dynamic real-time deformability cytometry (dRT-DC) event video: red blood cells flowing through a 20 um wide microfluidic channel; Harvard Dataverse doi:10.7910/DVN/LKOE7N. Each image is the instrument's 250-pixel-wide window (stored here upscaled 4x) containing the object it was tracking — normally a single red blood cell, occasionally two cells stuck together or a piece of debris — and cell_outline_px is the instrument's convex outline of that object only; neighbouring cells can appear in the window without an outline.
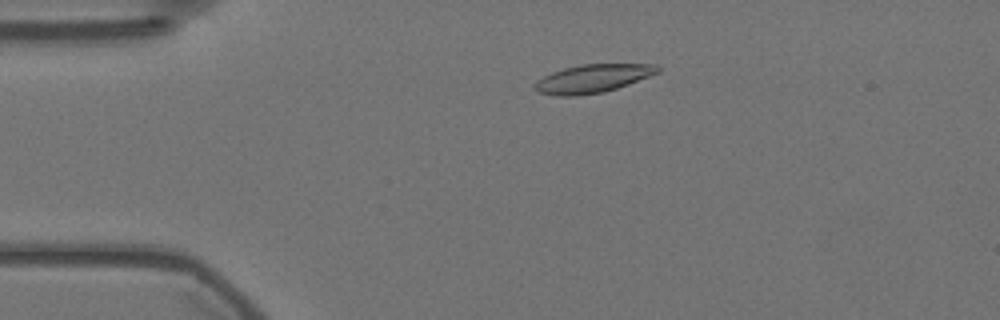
{"species": "Egyptian fruit bat (a non-hibernating species)", "species_latin": "Rousettus aegyptiacus", "temperature_condition": "warm", "stored_images_in_passage": 32, "camera_frame_rate_fps": 3000, "um_per_image_px": 0.085, "animal": {"sex": "female"}, "frame": {"image": 1, "passage_image": 1, "time_ms": 0.0, "image_size_px": [1000, 320], "cell_outline_px": [[660, 72], [628, 84], [604, 92], [580, 96], [556, 96], [540, 92], [532, 88], [532, 84], [536, 80], [552, 72], [564, 68], [580, 64], [656, 64], [660, 68]], "centroid_in_image_um": [50.34, 6.68], "position_along_channel_um": 34.7, "area_um2": 20.4}}
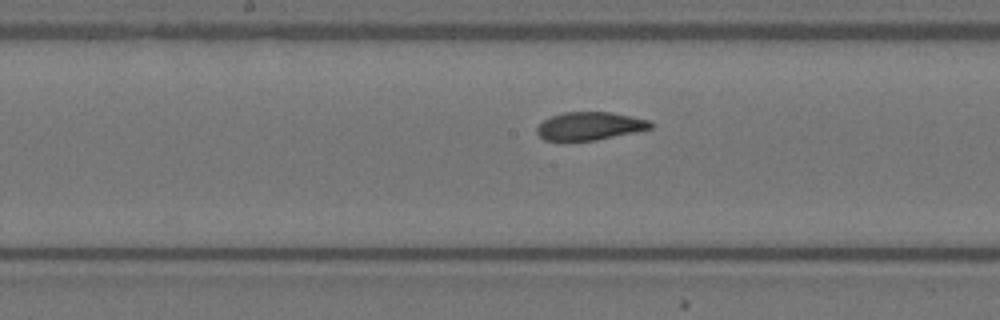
{"frame": {"image": 2, "passage_image": 18, "time_ms": 5.667, "image_size_px": [1000, 320], "cell_outline_px": [[652, 128], [596, 140], [544, 140], [536, 132], [536, 128], [544, 120], [552, 116], [564, 112], [612, 112], [648, 120], [652, 124]], "centroid_in_image_um": [50.11, 10.7], "position_along_channel_um": 198.1, "area_um2": 18.26}}
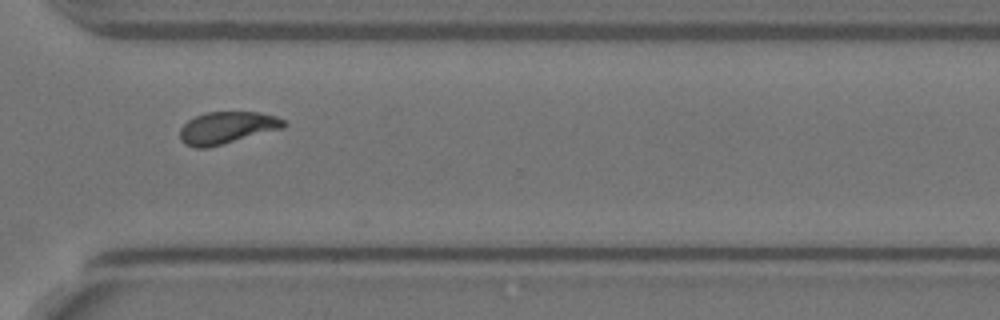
{"frame": {"image": 3, "passage_image": 31, "time_ms": 10.0, "image_size_px": [1000, 320], "cell_outline_px": [[288, 124], [284, 128], [208, 148], [196, 148], [184, 144], [180, 140], [180, 128], [188, 120], [204, 112], [260, 112], [276, 116], [284, 120]], "centroid_in_image_um": [19.29, 10.86], "position_along_channel_um": 351.3, "area_um2": 19.59}}